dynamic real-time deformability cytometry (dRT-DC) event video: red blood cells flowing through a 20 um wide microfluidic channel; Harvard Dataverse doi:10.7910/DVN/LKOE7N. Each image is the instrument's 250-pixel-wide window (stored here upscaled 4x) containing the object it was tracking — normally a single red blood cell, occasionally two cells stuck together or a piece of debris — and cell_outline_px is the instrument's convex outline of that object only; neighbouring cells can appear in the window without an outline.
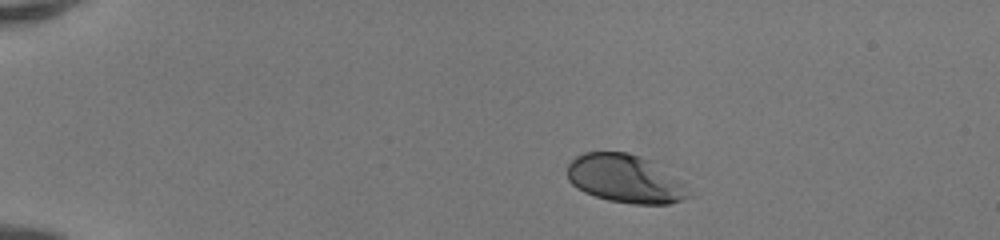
{"species": "human", "species_latin": "Homo sapiens", "temperature_condition": "room temperature", "stored_images_in_passage": 41, "camera_frame_rate_fps": 3000, "um_per_image_px": 0.085, "donor": {"sex": "female"}, "frame": {"image": 1, "passage_image": 1, "time_ms": 0.0, "image_size_px": [1000, 240], "cell_outline_px": [[692, 196], [668, 204], [632, 204], [608, 200], [584, 192], [576, 188], [568, 180], [568, 164], [576, 156], [584, 152], [628, 152], [640, 156], [648, 160], [680, 180], [684, 184]], "centroid_in_image_um": [53.11, 15.2], "position_along_channel_um": 31.9, "area_um2": 33.87}}
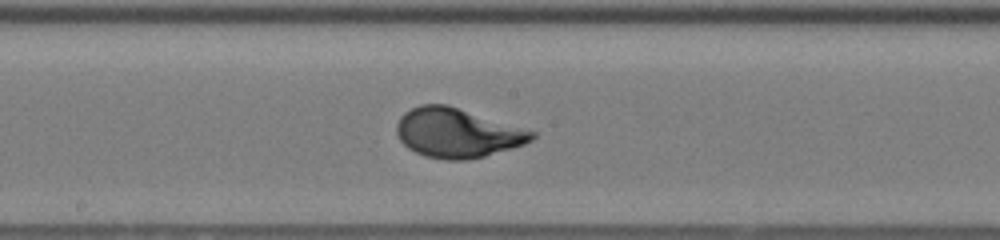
{"frame": {"image": 2, "passage_image": 20, "time_ms": 6.333, "image_size_px": [1000, 240], "cell_outline_px": [[536, 136], [532, 140], [524, 144], [512, 148], [484, 156], [468, 160], [444, 160], [424, 156], [408, 148], [400, 140], [396, 132], [396, 124], [400, 116], [404, 112], [420, 104], [448, 104], [536, 132]], "centroid_in_image_um": [38.84, 11.29], "position_along_channel_um": 209.4, "area_um2": 38.96}}
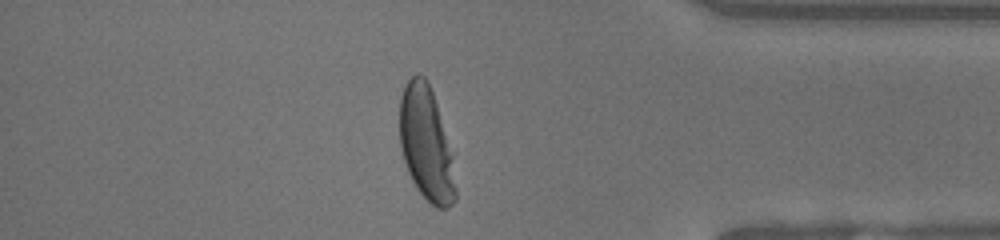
{"frame": {"image": 3, "passage_image": 35, "time_ms": 11.333, "image_size_px": [1000, 240], "cell_outline_px": [[456, 200], [448, 208], [436, 208], [416, 188], [408, 172], [400, 148], [400, 96], [408, 80], [416, 72], [424, 76], [428, 80], [436, 104], [452, 156], [456, 188]], "centroid_in_image_um": [36.21, 12.23], "position_along_channel_um": 399.0, "area_um2": 36.76}, "authors_computed_cell_mechanics": {"area_um2": 37.3966, "velocity_mm_per_s": 4.1663, "shape_relaxation_time_tau1_ms": 2.5058, "shape_relaxation_time_tau2_ms": null, "deformation_change_tau1": 0.1905, "deformation_change_tau2": null}}